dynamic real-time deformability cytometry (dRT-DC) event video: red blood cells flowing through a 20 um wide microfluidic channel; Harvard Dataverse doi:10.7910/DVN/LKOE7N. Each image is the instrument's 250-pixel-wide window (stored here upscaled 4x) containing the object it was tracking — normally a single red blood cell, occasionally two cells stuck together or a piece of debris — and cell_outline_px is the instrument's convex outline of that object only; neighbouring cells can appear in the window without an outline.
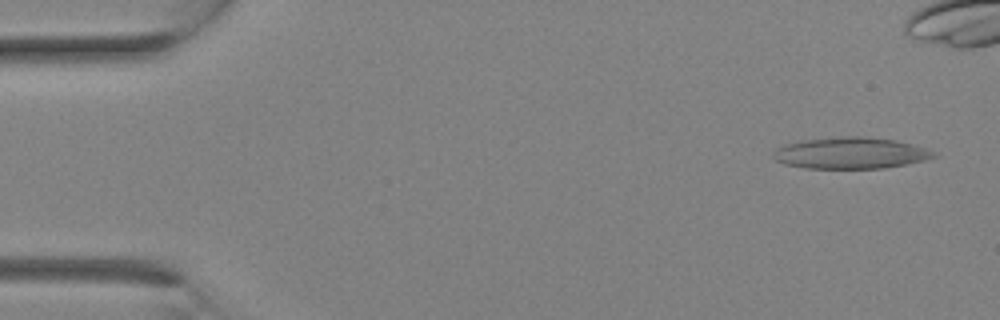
{"species": "Egyptian fruit bat (a non-hibernating species)", "species_latin": "Rousettus aegyptiacus", "temperature_condition": "room temperature", "stored_images_in_passage": 18, "camera_frame_rate_fps": 3000, "um_per_image_px": 0.085, "animal": {"sex": "female"}, "frame": {"image": 1, "passage_image": 1, "time_ms": 0.0, "image_size_px": [1000, 320], "cell_outline_px": [[936, 156], [924, 160], [908, 164], [884, 168], [804, 168], [784, 164], [776, 160], [772, 156], [772, 152], [776, 148], [784, 144], [800, 140], [844, 136], [860, 136], [896, 140], [912, 144], [924, 148], [932, 152]], "centroid_in_image_um": [72.23, 13.01], "position_along_channel_um": 12.8, "area_um2": 29.36}}
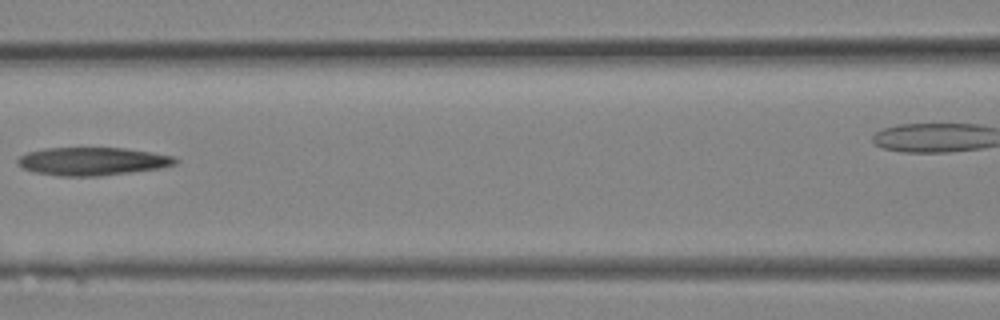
{"frame": {"image": 2, "passage_image": 12, "time_ms": 3.667, "image_size_px": [1000, 320], "cell_outline_px": [[180, 160], [176, 164], [160, 168], [132, 172], [100, 176], [56, 176], [32, 172], [16, 164], [16, 160], [20, 156], [28, 152], [44, 148], [124, 148], [152, 152], [172, 156]], "centroid_in_image_um": [7.84, 13.72], "position_along_channel_um": 158.8, "area_um2": 25.95}}
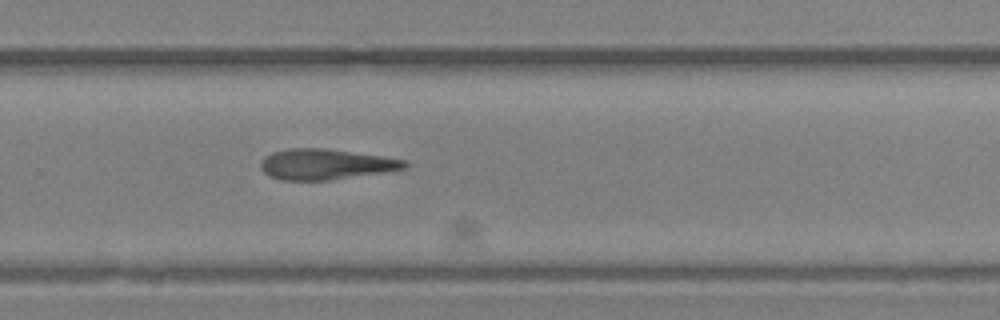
{"frame": {"image": 3, "passage_image": 18, "time_ms": 5.667, "image_size_px": [1000, 320], "cell_outline_px": [[408, 168], [384, 172], [328, 180], [280, 180], [268, 176], [260, 168], [260, 160], [264, 156], [272, 152], [288, 148], [328, 148], [408, 160]], "centroid_in_image_um": [27.66, 13.95], "position_along_channel_um": 302.1, "area_um2": 25.89}}